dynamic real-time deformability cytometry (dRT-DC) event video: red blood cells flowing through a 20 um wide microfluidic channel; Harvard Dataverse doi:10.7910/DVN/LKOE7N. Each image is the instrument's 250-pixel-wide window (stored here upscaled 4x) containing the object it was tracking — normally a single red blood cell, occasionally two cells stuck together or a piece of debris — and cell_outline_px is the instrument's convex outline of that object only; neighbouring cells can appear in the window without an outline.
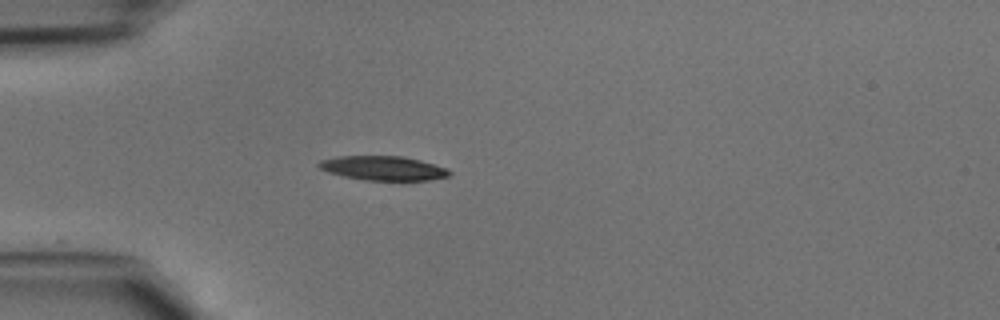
{"species": "common noctule bat (a hibernating species)", "species_latin": "Nyctalus noctula", "temperature_condition": "cold", "stored_images_in_passage": 34, "camera_frame_rate_fps": 3000, "um_per_image_px": 0.085, "animal": {"sex": "male", "body_mass_g": 15.6}, "frame": {"image": 1, "passage_image": 1, "time_ms": 0.0, "image_size_px": [1000, 320], "cell_outline_px": [[452, 176], [432, 180], [364, 180], [344, 176], [328, 172], [320, 168], [316, 164], [320, 160], [336, 156], [404, 156], [420, 160], [448, 168], [452, 172]], "centroid_in_image_um": [32.61, 14.29], "position_along_channel_um": 52.4, "area_um2": 18.67}}
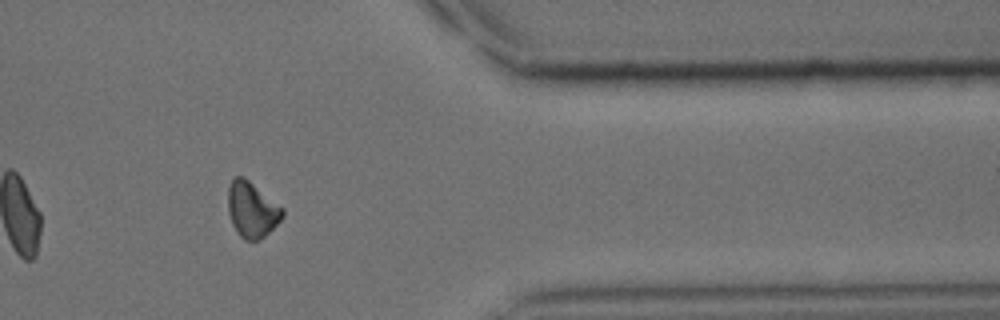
{"frame": {"image": 2, "passage_image": 26, "time_ms": 8.333, "image_size_px": [1000, 320], "cell_outline_px": [[284, 216], [260, 240], [244, 240], [240, 236], [232, 224], [228, 212], [228, 188], [232, 180], [236, 176], [244, 176], [284, 208]], "centroid_in_image_um": [21.41, 17.81], "position_along_channel_um": 390.0, "area_um2": 17.63}}
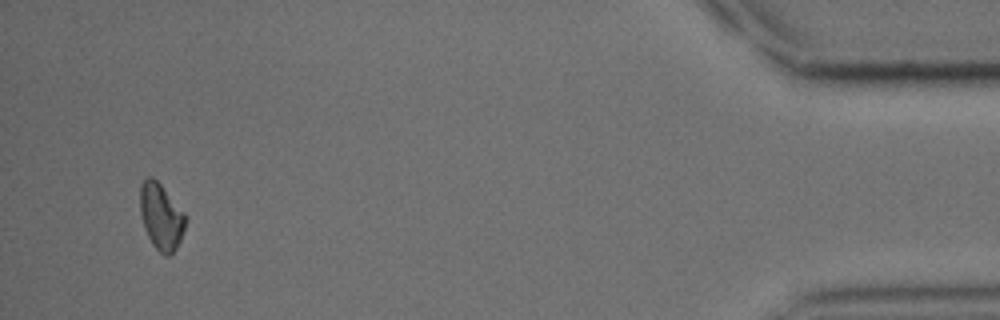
{"frame": {"image": 3, "passage_image": 32, "time_ms": 10.333, "image_size_px": [1000, 320], "cell_outline_px": [[188, 216], [180, 240], [176, 248], [168, 256], [164, 256], [152, 244], [144, 228], [140, 212], [140, 184], [148, 176], [152, 176], [160, 184]], "centroid_in_image_um": [13.69, 18.4], "position_along_channel_um": 421.5, "area_um2": 17.51}}